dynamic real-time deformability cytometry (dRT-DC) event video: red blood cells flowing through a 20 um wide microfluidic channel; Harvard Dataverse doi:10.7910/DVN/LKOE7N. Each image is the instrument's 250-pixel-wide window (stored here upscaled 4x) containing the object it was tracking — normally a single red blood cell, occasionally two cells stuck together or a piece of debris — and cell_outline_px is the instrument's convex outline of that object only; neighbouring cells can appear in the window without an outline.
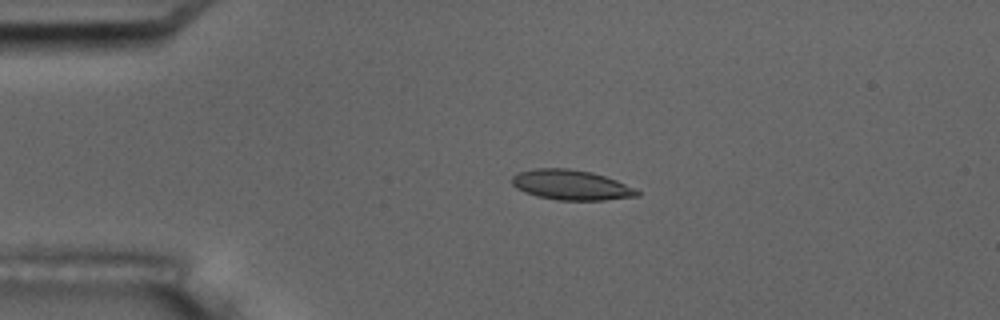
{"species": "common noctule bat (a hibernating species)", "species_latin": "Nyctalus noctula", "temperature_condition": "room temperature", "stored_images_in_passage": 5, "camera_frame_rate_fps": 3000, "um_per_image_px": 0.085, "animal": {"sex": "male", "body_mass_g": 17.5, "forearm_length_mm": 52.3}, "frame": {"image": 1, "passage_image": 4, "time_ms": 3.333, "image_size_px": [1000, 320], "cell_outline_px": [[640, 196], [604, 200], [556, 200], [536, 196], [524, 192], [516, 188], [512, 184], [512, 176], [520, 172], [536, 168], [568, 168], [592, 172], [616, 180], [640, 192]], "centroid_in_image_um": [48.52, 15.72], "position_along_channel_um": 36.5, "area_um2": 21.85}}